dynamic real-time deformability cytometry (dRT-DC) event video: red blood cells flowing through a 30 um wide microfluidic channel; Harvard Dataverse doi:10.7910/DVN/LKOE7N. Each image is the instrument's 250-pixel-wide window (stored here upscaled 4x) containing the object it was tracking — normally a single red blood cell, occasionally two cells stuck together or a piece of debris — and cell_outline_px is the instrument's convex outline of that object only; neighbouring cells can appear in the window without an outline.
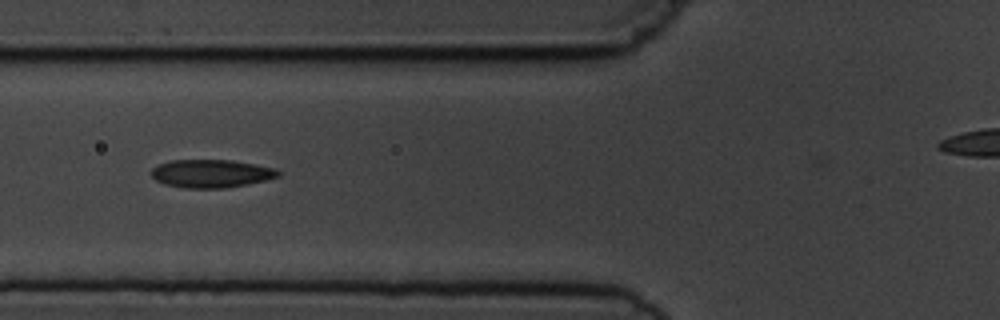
{"species": "common noctule bat (a hibernating species)", "species_latin": "Nyctalus noctula", "temperature_condition": "cold", "stored_images_in_passage": 11, "camera_frame_rate_fps": 3000, "um_per_image_px": 0.085, "animal": {"sex": "male", "body_mass_g": 19.5, "forearm_length_mm": 54.6}, "frame": {"image": 1, "passage_image": 7, "time_ms": 7.667, "image_size_px": [1000, 320], "cell_outline_px": [[280, 176], [248, 184], [224, 188], [184, 188], [164, 184], [156, 180], [152, 176], [152, 168], [160, 164], [172, 160], [232, 160], [276, 168], [280, 172]], "centroid_in_image_um": [17.96, 14.75], "position_along_channel_um": 107.8, "area_um2": 20.69}}
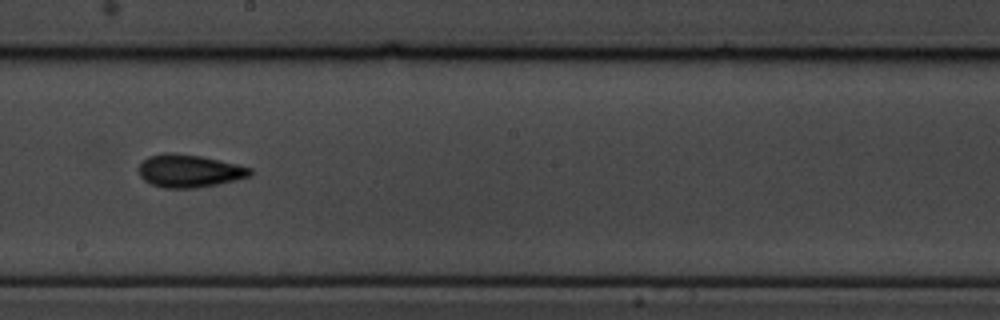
{"frame": {"image": 2, "passage_image": 10, "time_ms": 11.0, "image_size_px": [1000, 320], "cell_outline_px": [[252, 172], [248, 176], [236, 180], [196, 188], [164, 188], [152, 184], [144, 180], [140, 176], [140, 164], [148, 156], [168, 152], [176, 152], [200, 156], [220, 160], [252, 168]], "centroid_in_image_um": [16.08, 14.52], "position_along_channel_um": 232.1, "area_um2": 21.15}}
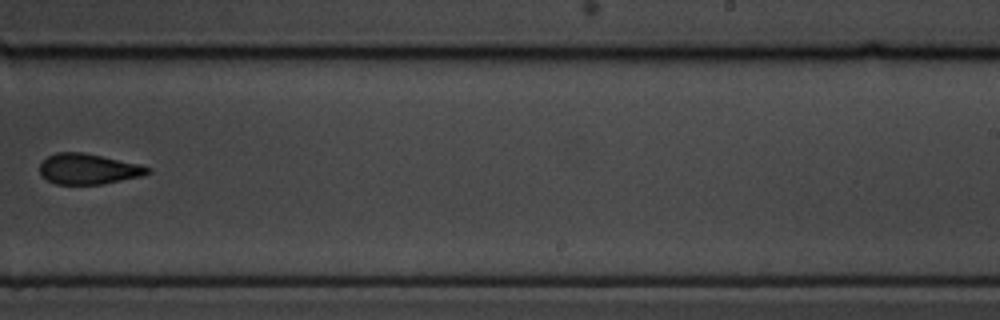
{"frame": {"image": 3, "passage_image": 11, "time_ms": 12.333, "image_size_px": [1000, 320], "cell_outline_px": [[152, 172], [140, 176], [104, 184], [56, 184], [48, 180], [40, 172], [40, 164], [48, 156], [56, 152], [84, 152], [140, 164], [152, 168]], "centroid_in_image_um": [7.54, 14.35], "position_along_channel_um": 281.5, "area_um2": 19.19}}